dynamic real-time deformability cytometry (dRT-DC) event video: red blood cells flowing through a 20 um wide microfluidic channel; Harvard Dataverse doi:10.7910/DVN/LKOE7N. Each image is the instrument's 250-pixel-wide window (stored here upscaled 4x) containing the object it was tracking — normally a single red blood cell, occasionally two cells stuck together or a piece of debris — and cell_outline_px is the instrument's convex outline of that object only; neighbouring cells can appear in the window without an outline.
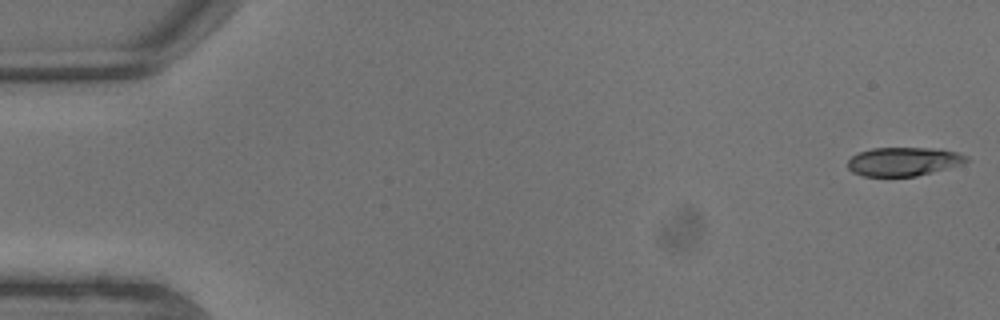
{"species": "common noctule bat (a hibernating species)", "species_latin": "Nyctalus noctula", "temperature_condition": "warm", "stored_images_in_passage": 10, "camera_frame_rate_fps": 3000, "um_per_image_px": 0.085, "animal": {"sex": "male", "body_mass_g": 13.3}, "frame": {"image": 1, "passage_image": 1, "time_ms": 0.0, "image_size_px": [1000, 320], "cell_outline_px": [[968, 160], [960, 164], [932, 172], [916, 176], [864, 176], [852, 172], [848, 168], [848, 160], [852, 156], [860, 152], [872, 148], [932, 148], [956, 152], [968, 156]], "centroid_in_image_um": [76.77, 13.73], "position_along_channel_um": 8.2, "area_um2": 19.59}}
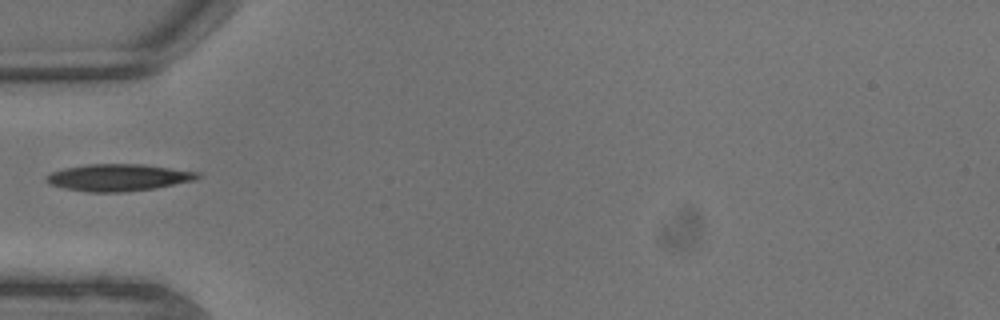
{"frame": {"image": 2, "passage_image": 7, "time_ms": 2.0, "image_size_px": [1000, 320], "cell_outline_px": [[200, 176], [196, 180], [156, 188], [124, 192], [88, 192], [64, 188], [48, 184], [44, 180], [44, 176], [52, 172], [64, 168], [88, 164], [144, 164], [200, 172]], "centroid_in_image_um": [10.05, 15.09], "position_along_channel_um": 75.0, "area_um2": 23.99}}
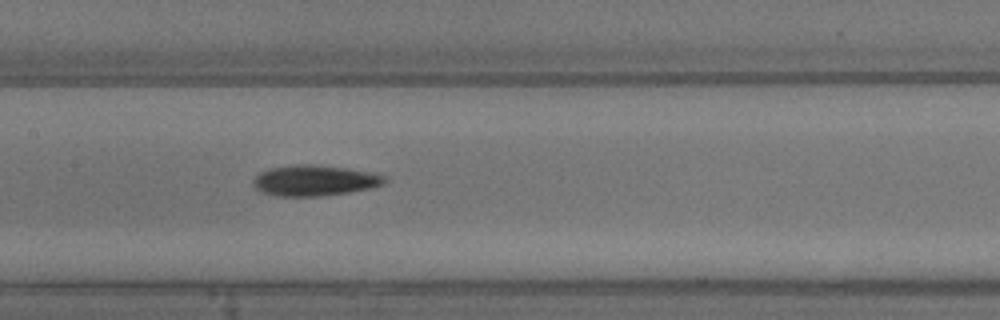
{"frame": {"image": 3, "passage_image": 10, "time_ms": 3.0, "image_size_px": [1000, 320], "cell_outline_px": [[388, 180], [384, 184], [372, 188], [348, 192], [320, 196], [276, 196], [264, 192], [256, 188], [252, 184], [252, 180], [260, 172], [268, 168], [296, 164], [312, 164], [348, 168], [380, 172], [388, 176]], "centroid_in_image_um": [26.82, 15.32], "position_along_channel_um": 180.6, "area_um2": 23.99}}